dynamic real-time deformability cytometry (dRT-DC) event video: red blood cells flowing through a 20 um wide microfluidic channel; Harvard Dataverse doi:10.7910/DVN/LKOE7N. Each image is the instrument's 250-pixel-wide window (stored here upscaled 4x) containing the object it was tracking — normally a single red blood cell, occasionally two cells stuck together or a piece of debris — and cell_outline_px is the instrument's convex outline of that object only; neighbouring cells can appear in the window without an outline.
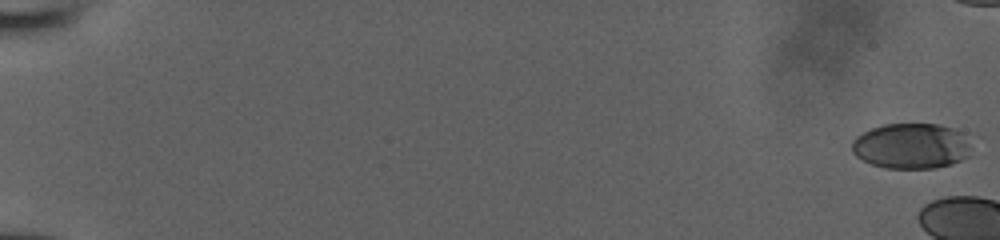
{"species": "human", "species_latin": "Homo sapiens", "temperature_condition": "room temperature", "stored_images_in_passage": 10, "camera_frame_rate_fps": 3000, "um_per_image_px": 0.085, "donor": {"sex": "male"}, "frame": {"image": 1, "passage_image": 1, "time_ms": 0.0, "image_size_px": [1000, 240], "cell_outline_px": [[972, 140], [968, 156], [952, 164], [932, 168], [884, 168], [872, 164], [856, 156], [852, 152], [852, 140], [856, 136], [872, 128], [884, 124], [940, 124], [952, 128], [968, 136]], "centroid_in_image_um": [77.48, 12.4], "position_along_channel_um": 7.5, "area_um2": 31.85}}